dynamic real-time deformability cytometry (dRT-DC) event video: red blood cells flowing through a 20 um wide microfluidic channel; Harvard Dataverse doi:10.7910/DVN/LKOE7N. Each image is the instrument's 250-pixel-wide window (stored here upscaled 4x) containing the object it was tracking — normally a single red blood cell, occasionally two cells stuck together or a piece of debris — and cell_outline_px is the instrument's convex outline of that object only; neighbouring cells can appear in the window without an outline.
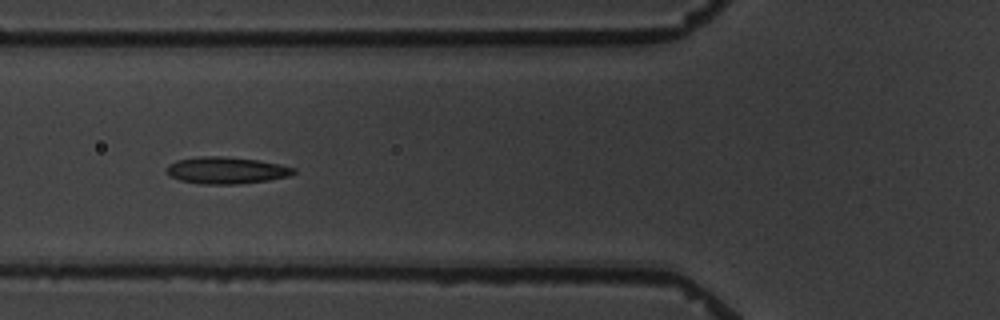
{"species": "common noctule bat (a hibernating species)", "species_latin": "Nyctalus noctula", "temperature_condition": "warm", "stored_images_in_passage": 10, "camera_frame_rate_fps": 3000, "um_per_image_px": 0.085, "animal": {"sex": "male", "body_mass_g": 19.5, "forearm_length_mm": 54.6}, "frame": {"image": 1, "passage_image": 6, "time_ms": 6.333, "image_size_px": [1000, 320], "cell_outline_px": [[296, 172], [288, 176], [268, 180], [236, 184], [200, 184], [180, 180], [172, 176], [168, 172], [168, 164], [176, 160], [200, 156], [224, 156], [260, 160], [280, 164], [296, 168]], "centroid_in_image_um": [19.26, 14.47], "position_along_channel_um": 106.5, "area_um2": 19.83}}
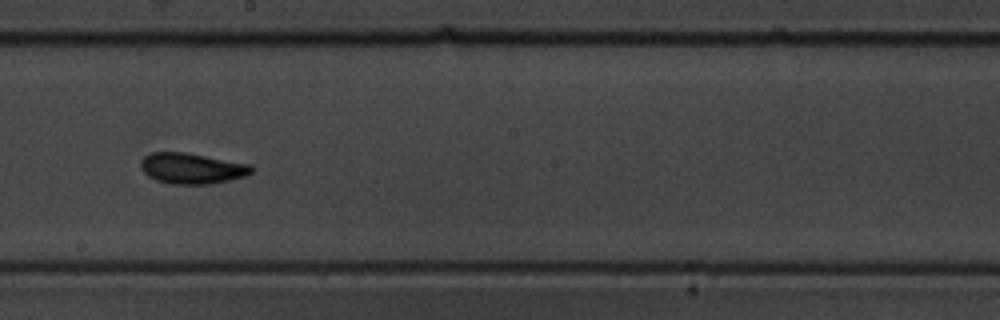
{"frame": {"image": 2, "passage_image": 9, "time_ms": 10.0, "image_size_px": [1000, 320], "cell_outline_px": [[256, 168], [252, 172], [244, 176], [228, 180], [208, 184], [172, 184], [156, 180], [148, 176], [140, 168], [140, 160], [144, 156], [152, 152], [188, 152], [252, 164]], "centroid_in_image_um": [16.32, 14.29], "position_along_channel_um": 231.9, "area_um2": 20.11}}
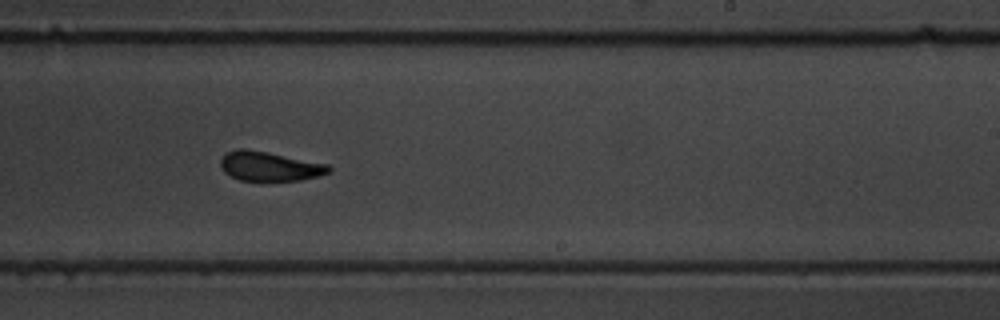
{"frame": {"image": 3, "passage_image": 10, "time_ms": 11.0, "image_size_px": [1000, 320], "cell_outline_px": [[332, 168], [328, 172], [316, 176], [300, 180], [240, 180], [224, 172], [220, 168], [220, 160], [228, 152], [240, 148], [244, 148], [268, 152], [328, 164]], "centroid_in_image_um": [22.89, 14.12], "position_along_channel_um": 266.1, "area_um2": 18.26}}